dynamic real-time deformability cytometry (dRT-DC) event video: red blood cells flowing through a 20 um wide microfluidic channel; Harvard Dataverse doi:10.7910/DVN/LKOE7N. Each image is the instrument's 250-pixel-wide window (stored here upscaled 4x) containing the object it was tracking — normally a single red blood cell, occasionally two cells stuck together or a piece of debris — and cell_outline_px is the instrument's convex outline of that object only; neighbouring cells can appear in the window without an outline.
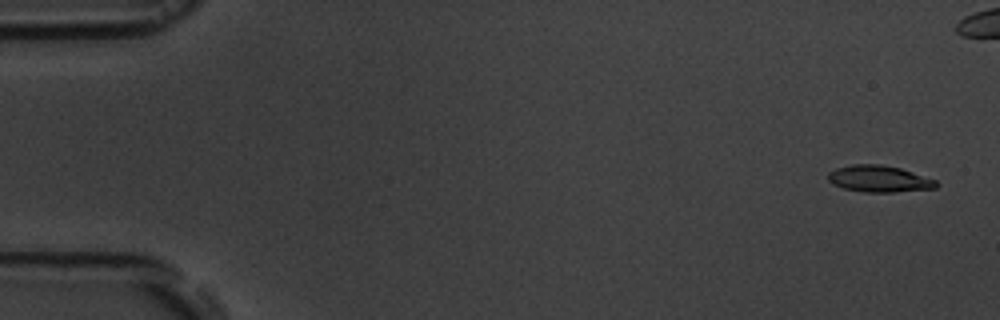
{"species": "common noctule bat (a hibernating species)", "species_latin": "Nyctalus noctula", "temperature_condition": "room temperature", "stored_images_in_passage": 5, "camera_frame_rate_fps": 3000, "um_per_image_px": 0.085, "animal": {"sex": "male", "body_mass_g": 19.5, "forearm_length_mm": 54.6}, "frame": {"image": 1, "passage_image": 1, "time_ms": 0.0, "image_size_px": [1000, 320], "cell_outline_px": [[940, 184], [936, 188], [892, 192], [864, 192], [844, 188], [832, 184], [828, 180], [828, 172], [836, 168], [852, 164], [880, 164], [900, 168], [936, 180]], "centroid_in_image_um": [74.71, 15.2], "position_along_channel_um": 10.3, "area_um2": 16.76}}